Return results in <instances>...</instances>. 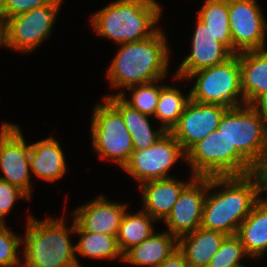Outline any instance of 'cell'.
<instances>
[{"label": "cell", "mask_w": 267, "mask_h": 267, "mask_svg": "<svg viewBox=\"0 0 267 267\" xmlns=\"http://www.w3.org/2000/svg\"><path fill=\"white\" fill-rule=\"evenodd\" d=\"M63 0H53L50 4L8 18L5 23V47L32 53L42 42L50 38Z\"/></svg>", "instance_id": "9c48e42d"}, {"label": "cell", "mask_w": 267, "mask_h": 267, "mask_svg": "<svg viewBox=\"0 0 267 267\" xmlns=\"http://www.w3.org/2000/svg\"><path fill=\"white\" fill-rule=\"evenodd\" d=\"M160 5L155 0L112 1L93 14L90 24L95 34L117 45L141 41L160 30L156 25L162 15Z\"/></svg>", "instance_id": "3957f363"}, {"label": "cell", "mask_w": 267, "mask_h": 267, "mask_svg": "<svg viewBox=\"0 0 267 267\" xmlns=\"http://www.w3.org/2000/svg\"><path fill=\"white\" fill-rule=\"evenodd\" d=\"M190 100V93L183 95L180 89L175 86L164 85L160 89L156 112L154 118L162 123V128L166 132L177 124L182 115L187 102Z\"/></svg>", "instance_id": "4316f807"}, {"label": "cell", "mask_w": 267, "mask_h": 267, "mask_svg": "<svg viewBox=\"0 0 267 267\" xmlns=\"http://www.w3.org/2000/svg\"><path fill=\"white\" fill-rule=\"evenodd\" d=\"M21 245L22 236L14 233L7 224H0V267L22 266L20 256L17 254Z\"/></svg>", "instance_id": "f546056e"}, {"label": "cell", "mask_w": 267, "mask_h": 267, "mask_svg": "<svg viewBox=\"0 0 267 267\" xmlns=\"http://www.w3.org/2000/svg\"><path fill=\"white\" fill-rule=\"evenodd\" d=\"M92 110V147L101 160L123 168L134 151L131 135L121 114L105 99Z\"/></svg>", "instance_id": "52a82bcc"}, {"label": "cell", "mask_w": 267, "mask_h": 267, "mask_svg": "<svg viewBox=\"0 0 267 267\" xmlns=\"http://www.w3.org/2000/svg\"><path fill=\"white\" fill-rule=\"evenodd\" d=\"M179 159L185 161L186 153L173 135L165 132L154 145L134 150L122 170L137 180L140 186L150 180L173 177L169 171Z\"/></svg>", "instance_id": "30bf717a"}, {"label": "cell", "mask_w": 267, "mask_h": 267, "mask_svg": "<svg viewBox=\"0 0 267 267\" xmlns=\"http://www.w3.org/2000/svg\"><path fill=\"white\" fill-rule=\"evenodd\" d=\"M30 172L45 182H54L66 174L67 163L60 143L53 137L30 144Z\"/></svg>", "instance_id": "ac0fdd59"}, {"label": "cell", "mask_w": 267, "mask_h": 267, "mask_svg": "<svg viewBox=\"0 0 267 267\" xmlns=\"http://www.w3.org/2000/svg\"><path fill=\"white\" fill-rule=\"evenodd\" d=\"M60 219L39 220L29 215L26 232L22 237V267H82L76 255V245L70 240L75 234V220L66 226Z\"/></svg>", "instance_id": "277c9868"}, {"label": "cell", "mask_w": 267, "mask_h": 267, "mask_svg": "<svg viewBox=\"0 0 267 267\" xmlns=\"http://www.w3.org/2000/svg\"><path fill=\"white\" fill-rule=\"evenodd\" d=\"M195 178L191 174V180L180 181L173 177L166 179L150 180L139 187L142 195L143 211L156 221H163L170 214L175 202L182 190Z\"/></svg>", "instance_id": "e0dca14e"}, {"label": "cell", "mask_w": 267, "mask_h": 267, "mask_svg": "<svg viewBox=\"0 0 267 267\" xmlns=\"http://www.w3.org/2000/svg\"><path fill=\"white\" fill-rule=\"evenodd\" d=\"M252 174L257 178L267 194V138L260 159L253 166Z\"/></svg>", "instance_id": "d6a6232c"}, {"label": "cell", "mask_w": 267, "mask_h": 267, "mask_svg": "<svg viewBox=\"0 0 267 267\" xmlns=\"http://www.w3.org/2000/svg\"><path fill=\"white\" fill-rule=\"evenodd\" d=\"M160 81L162 80L135 85L127 88L126 90H129L131 92L130 99L126 97L125 92L123 91L112 95H119L122 100L132 108L137 109L143 114L154 117L158 98L160 95V89L165 85L158 84Z\"/></svg>", "instance_id": "83f0119b"}, {"label": "cell", "mask_w": 267, "mask_h": 267, "mask_svg": "<svg viewBox=\"0 0 267 267\" xmlns=\"http://www.w3.org/2000/svg\"><path fill=\"white\" fill-rule=\"evenodd\" d=\"M177 248L178 239L168 231L154 232L141 244L129 249L123 255V263L128 262L139 267H158Z\"/></svg>", "instance_id": "ffe728a7"}, {"label": "cell", "mask_w": 267, "mask_h": 267, "mask_svg": "<svg viewBox=\"0 0 267 267\" xmlns=\"http://www.w3.org/2000/svg\"><path fill=\"white\" fill-rule=\"evenodd\" d=\"M249 257L241 243L240 238L235 235L226 236L219 250L213 255L207 267H239L242 258Z\"/></svg>", "instance_id": "f1b7e54d"}, {"label": "cell", "mask_w": 267, "mask_h": 267, "mask_svg": "<svg viewBox=\"0 0 267 267\" xmlns=\"http://www.w3.org/2000/svg\"><path fill=\"white\" fill-rule=\"evenodd\" d=\"M76 236L80 237L76 245V254L85 258L123 261V255L119 250L115 236L84 231L75 222Z\"/></svg>", "instance_id": "484cf974"}, {"label": "cell", "mask_w": 267, "mask_h": 267, "mask_svg": "<svg viewBox=\"0 0 267 267\" xmlns=\"http://www.w3.org/2000/svg\"><path fill=\"white\" fill-rule=\"evenodd\" d=\"M197 18L208 27L216 41L233 54V41L229 26L228 0H205Z\"/></svg>", "instance_id": "d4e9b609"}, {"label": "cell", "mask_w": 267, "mask_h": 267, "mask_svg": "<svg viewBox=\"0 0 267 267\" xmlns=\"http://www.w3.org/2000/svg\"><path fill=\"white\" fill-rule=\"evenodd\" d=\"M154 222L156 220L142 209L136 213L125 212L116 236L122 255L155 232Z\"/></svg>", "instance_id": "cb8c5ba5"}, {"label": "cell", "mask_w": 267, "mask_h": 267, "mask_svg": "<svg viewBox=\"0 0 267 267\" xmlns=\"http://www.w3.org/2000/svg\"><path fill=\"white\" fill-rule=\"evenodd\" d=\"M166 37L160 29L150 38L119 45L106 74L111 87L127 89L166 78L170 66Z\"/></svg>", "instance_id": "7a4b0ae2"}, {"label": "cell", "mask_w": 267, "mask_h": 267, "mask_svg": "<svg viewBox=\"0 0 267 267\" xmlns=\"http://www.w3.org/2000/svg\"><path fill=\"white\" fill-rule=\"evenodd\" d=\"M158 267H190L184 253L177 248Z\"/></svg>", "instance_id": "836d02e7"}, {"label": "cell", "mask_w": 267, "mask_h": 267, "mask_svg": "<svg viewBox=\"0 0 267 267\" xmlns=\"http://www.w3.org/2000/svg\"><path fill=\"white\" fill-rule=\"evenodd\" d=\"M30 144L18 125L0 144V179L19 187L31 198Z\"/></svg>", "instance_id": "5bb4252c"}, {"label": "cell", "mask_w": 267, "mask_h": 267, "mask_svg": "<svg viewBox=\"0 0 267 267\" xmlns=\"http://www.w3.org/2000/svg\"><path fill=\"white\" fill-rule=\"evenodd\" d=\"M207 195V177H195L181 192L166 217L167 231L179 239L201 227L203 205Z\"/></svg>", "instance_id": "4fadbf2b"}, {"label": "cell", "mask_w": 267, "mask_h": 267, "mask_svg": "<svg viewBox=\"0 0 267 267\" xmlns=\"http://www.w3.org/2000/svg\"><path fill=\"white\" fill-rule=\"evenodd\" d=\"M5 31H0V48L5 46Z\"/></svg>", "instance_id": "74e56055"}, {"label": "cell", "mask_w": 267, "mask_h": 267, "mask_svg": "<svg viewBox=\"0 0 267 267\" xmlns=\"http://www.w3.org/2000/svg\"><path fill=\"white\" fill-rule=\"evenodd\" d=\"M257 0H228L233 54L266 49L267 19Z\"/></svg>", "instance_id": "8fae6325"}, {"label": "cell", "mask_w": 267, "mask_h": 267, "mask_svg": "<svg viewBox=\"0 0 267 267\" xmlns=\"http://www.w3.org/2000/svg\"><path fill=\"white\" fill-rule=\"evenodd\" d=\"M19 198L30 200L19 187L0 179V224H6L5 216L10 213Z\"/></svg>", "instance_id": "4dcf8cb0"}, {"label": "cell", "mask_w": 267, "mask_h": 267, "mask_svg": "<svg viewBox=\"0 0 267 267\" xmlns=\"http://www.w3.org/2000/svg\"><path fill=\"white\" fill-rule=\"evenodd\" d=\"M196 79L190 99L200 103L219 104L227 108L245 105L241 89L240 53L221 64L191 73L186 80Z\"/></svg>", "instance_id": "8992f818"}, {"label": "cell", "mask_w": 267, "mask_h": 267, "mask_svg": "<svg viewBox=\"0 0 267 267\" xmlns=\"http://www.w3.org/2000/svg\"><path fill=\"white\" fill-rule=\"evenodd\" d=\"M227 235L203 227L178 239V248L184 253L190 267H207Z\"/></svg>", "instance_id": "7402d4cb"}, {"label": "cell", "mask_w": 267, "mask_h": 267, "mask_svg": "<svg viewBox=\"0 0 267 267\" xmlns=\"http://www.w3.org/2000/svg\"><path fill=\"white\" fill-rule=\"evenodd\" d=\"M17 126V124H11L7 122H3L1 125V130H0V144L2 143L3 139Z\"/></svg>", "instance_id": "d590c367"}, {"label": "cell", "mask_w": 267, "mask_h": 267, "mask_svg": "<svg viewBox=\"0 0 267 267\" xmlns=\"http://www.w3.org/2000/svg\"><path fill=\"white\" fill-rule=\"evenodd\" d=\"M196 27L191 39V52L179 65L173 79L186 78L198 70L218 65L229 59L233 54L214 36L197 17Z\"/></svg>", "instance_id": "9a60e30c"}, {"label": "cell", "mask_w": 267, "mask_h": 267, "mask_svg": "<svg viewBox=\"0 0 267 267\" xmlns=\"http://www.w3.org/2000/svg\"><path fill=\"white\" fill-rule=\"evenodd\" d=\"M53 0H5L3 16L5 21L15 15L28 12L32 9L48 5Z\"/></svg>", "instance_id": "1f68e13d"}, {"label": "cell", "mask_w": 267, "mask_h": 267, "mask_svg": "<svg viewBox=\"0 0 267 267\" xmlns=\"http://www.w3.org/2000/svg\"><path fill=\"white\" fill-rule=\"evenodd\" d=\"M241 89L245 105L267 92V48L240 53Z\"/></svg>", "instance_id": "603a6c76"}, {"label": "cell", "mask_w": 267, "mask_h": 267, "mask_svg": "<svg viewBox=\"0 0 267 267\" xmlns=\"http://www.w3.org/2000/svg\"><path fill=\"white\" fill-rule=\"evenodd\" d=\"M5 0H0V11L3 13V7H4Z\"/></svg>", "instance_id": "f35d334b"}, {"label": "cell", "mask_w": 267, "mask_h": 267, "mask_svg": "<svg viewBox=\"0 0 267 267\" xmlns=\"http://www.w3.org/2000/svg\"><path fill=\"white\" fill-rule=\"evenodd\" d=\"M263 193L262 185L252 173L246 176L207 177L201 227L227 236L237 234L239 226Z\"/></svg>", "instance_id": "6da1fadb"}, {"label": "cell", "mask_w": 267, "mask_h": 267, "mask_svg": "<svg viewBox=\"0 0 267 267\" xmlns=\"http://www.w3.org/2000/svg\"><path fill=\"white\" fill-rule=\"evenodd\" d=\"M185 161L195 177L246 176L253 170V166L236 148L230 147L218 130L195 143L186 152Z\"/></svg>", "instance_id": "5b68a950"}, {"label": "cell", "mask_w": 267, "mask_h": 267, "mask_svg": "<svg viewBox=\"0 0 267 267\" xmlns=\"http://www.w3.org/2000/svg\"><path fill=\"white\" fill-rule=\"evenodd\" d=\"M217 130L252 166L260 159L267 138V124L250 105L228 108Z\"/></svg>", "instance_id": "ba28073f"}, {"label": "cell", "mask_w": 267, "mask_h": 267, "mask_svg": "<svg viewBox=\"0 0 267 267\" xmlns=\"http://www.w3.org/2000/svg\"><path fill=\"white\" fill-rule=\"evenodd\" d=\"M104 196L98 195L76 208L72 218L84 231L116 237L128 204L113 202Z\"/></svg>", "instance_id": "2e32d148"}, {"label": "cell", "mask_w": 267, "mask_h": 267, "mask_svg": "<svg viewBox=\"0 0 267 267\" xmlns=\"http://www.w3.org/2000/svg\"><path fill=\"white\" fill-rule=\"evenodd\" d=\"M227 109L223 105L200 103L190 99L170 133L186 153L195 143L217 130Z\"/></svg>", "instance_id": "7c38bea8"}, {"label": "cell", "mask_w": 267, "mask_h": 267, "mask_svg": "<svg viewBox=\"0 0 267 267\" xmlns=\"http://www.w3.org/2000/svg\"><path fill=\"white\" fill-rule=\"evenodd\" d=\"M267 195V194H266ZM249 258H259L267 253V197H261L250 214L241 223L236 234Z\"/></svg>", "instance_id": "44dd1931"}, {"label": "cell", "mask_w": 267, "mask_h": 267, "mask_svg": "<svg viewBox=\"0 0 267 267\" xmlns=\"http://www.w3.org/2000/svg\"><path fill=\"white\" fill-rule=\"evenodd\" d=\"M250 106L262 117L267 124V92L258 96Z\"/></svg>", "instance_id": "e575fe53"}, {"label": "cell", "mask_w": 267, "mask_h": 267, "mask_svg": "<svg viewBox=\"0 0 267 267\" xmlns=\"http://www.w3.org/2000/svg\"><path fill=\"white\" fill-rule=\"evenodd\" d=\"M104 98L121 114L131 135L134 150L154 145L166 132L161 126L154 130L150 125L151 116L132 108L119 95H107Z\"/></svg>", "instance_id": "d6986e66"}, {"label": "cell", "mask_w": 267, "mask_h": 267, "mask_svg": "<svg viewBox=\"0 0 267 267\" xmlns=\"http://www.w3.org/2000/svg\"><path fill=\"white\" fill-rule=\"evenodd\" d=\"M5 23L3 13L0 11V31H5Z\"/></svg>", "instance_id": "8d00e7d4"}]
</instances>
